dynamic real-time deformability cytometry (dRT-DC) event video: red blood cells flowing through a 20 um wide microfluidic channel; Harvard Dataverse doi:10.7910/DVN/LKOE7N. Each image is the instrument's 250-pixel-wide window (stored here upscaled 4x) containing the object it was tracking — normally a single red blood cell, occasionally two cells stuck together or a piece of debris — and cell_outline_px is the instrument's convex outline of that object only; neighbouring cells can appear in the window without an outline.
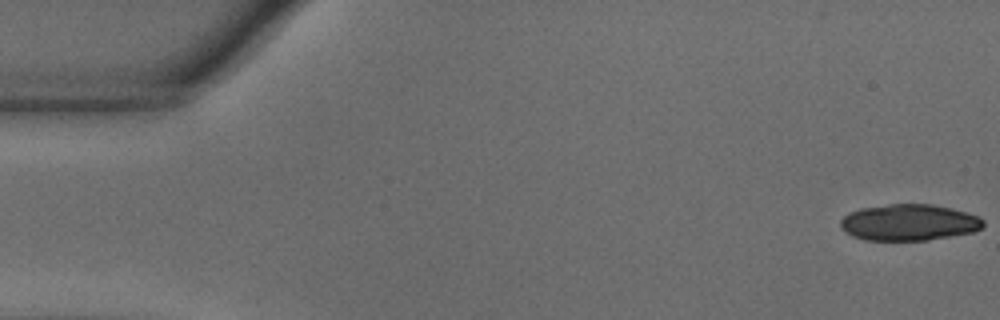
{"species": "common noctule bat (a hibernating species)", "species_latin": "Nyctalus noctula", "temperature_condition": "warm", "stored_images_in_passage": 5, "camera_frame_rate_fps": 3000, "um_per_image_px": 0.085, "animal": {"sex": "male", "body_mass_g": 18.8}, "frame": {"image": 1, "passage_image": 1, "time_ms": 0.0, "image_size_px": [1000, 320], "cell_outline_px": [[984, 224], [980, 228], [972, 232], [928, 240], [864, 240], [852, 236], [844, 232], [840, 228], [840, 220], [848, 212], [860, 208], [888, 204], [932, 204], [952, 208], [980, 216], [984, 220]], "centroid_in_image_um": [77.23, 18.9], "position_along_channel_um": 7.8, "area_um2": 30.46}}